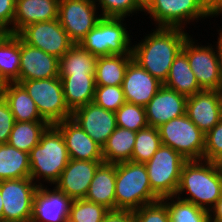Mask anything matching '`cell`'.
Listing matches in <instances>:
<instances>
[{
    "label": "cell",
    "instance_id": "12",
    "mask_svg": "<svg viewBox=\"0 0 222 222\" xmlns=\"http://www.w3.org/2000/svg\"><path fill=\"white\" fill-rule=\"evenodd\" d=\"M38 187L30 177L0 181L3 220L31 222L33 200Z\"/></svg>",
    "mask_w": 222,
    "mask_h": 222
},
{
    "label": "cell",
    "instance_id": "25",
    "mask_svg": "<svg viewBox=\"0 0 222 222\" xmlns=\"http://www.w3.org/2000/svg\"><path fill=\"white\" fill-rule=\"evenodd\" d=\"M3 97L9 105L15 121H46L39 114L34 100L20 83H4Z\"/></svg>",
    "mask_w": 222,
    "mask_h": 222
},
{
    "label": "cell",
    "instance_id": "8",
    "mask_svg": "<svg viewBox=\"0 0 222 222\" xmlns=\"http://www.w3.org/2000/svg\"><path fill=\"white\" fill-rule=\"evenodd\" d=\"M161 143L179 152L187 161L204 160L205 133L184 114L158 127Z\"/></svg>",
    "mask_w": 222,
    "mask_h": 222
},
{
    "label": "cell",
    "instance_id": "21",
    "mask_svg": "<svg viewBox=\"0 0 222 222\" xmlns=\"http://www.w3.org/2000/svg\"><path fill=\"white\" fill-rule=\"evenodd\" d=\"M186 115L206 134L221 120L219 91L202 90L187 97Z\"/></svg>",
    "mask_w": 222,
    "mask_h": 222
},
{
    "label": "cell",
    "instance_id": "4",
    "mask_svg": "<svg viewBox=\"0 0 222 222\" xmlns=\"http://www.w3.org/2000/svg\"><path fill=\"white\" fill-rule=\"evenodd\" d=\"M159 200L151 189L145 164L116 163L115 210L134 211Z\"/></svg>",
    "mask_w": 222,
    "mask_h": 222
},
{
    "label": "cell",
    "instance_id": "46",
    "mask_svg": "<svg viewBox=\"0 0 222 222\" xmlns=\"http://www.w3.org/2000/svg\"><path fill=\"white\" fill-rule=\"evenodd\" d=\"M218 37V59H219V71H220V90H222V39L220 35Z\"/></svg>",
    "mask_w": 222,
    "mask_h": 222
},
{
    "label": "cell",
    "instance_id": "40",
    "mask_svg": "<svg viewBox=\"0 0 222 222\" xmlns=\"http://www.w3.org/2000/svg\"><path fill=\"white\" fill-rule=\"evenodd\" d=\"M222 152V119L205 134L204 160L213 161Z\"/></svg>",
    "mask_w": 222,
    "mask_h": 222
},
{
    "label": "cell",
    "instance_id": "16",
    "mask_svg": "<svg viewBox=\"0 0 222 222\" xmlns=\"http://www.w3.org/2000/svg\"><path fill=\"white\" fill-rule=\"evenodd\" d=\"M60 59L25 43L20 38L19 83L59 77Z\"/></svg>",
    "mask_w": 222,
    "mask_h": 222
},
{
    "label": "cell",
    "instance_id": "34",
    "mask_svg": "<svg viewBox=\"0 0 222 222\" xmlns=\"http://www.w3.org/2000/svg\"><path fill=\"white\" fill-rule=\"evenodd\" d=\"M162 145L158 128L148 126L136 134L131 162L145 164Z\"/></svg>",
    "mask_w": 222,
    "mask_h": 222
},
{
    "label": "cell",
    "instance_id": "42",
    "mask_svg": "<svg viewBox=\"0 0 222 222\" xmlns=\"http://www.w3.org/2000/svg\"><path fill=\"white\" fill-rule=\"evenodd\" d=\"M16 0H0V28L8 32L13 27Z\"/></svg>",
    "mask_w": 222,
    "mask_h": 222
},
{
    "label": "cell",
    "instance_id": "26",
    "mask_svg": "<svg viewBox=\"0 0 222 222\" xmlns=\"http://www.w3.org/2000/svg\"><path fill=\"white\" fill-rule=\"evenodd\" d=\"M163 85L186 97L202 91L195 74L192 72L187 54L183 50L173 60L168 77Z\"/></svg>",
    "mask_w": 222,
    "mask_h": 222
},
{
    "label": "cell",
    "instance_id": "1",
    "mask_svg": "<svg viewBox=\"0 0 222 222\" xmlns=\"http://www.w3.org/2000/svg\"><path fill=\"white\" fill-rule=\"evenodd\" d=\"M144 38L134 41L133 61L164 83L175 57L182 50L189 33L182 28L155 27ZM137 43V44H136Z\"/></svg>",
    "mask_w": 222,
    "mask_h": 222
},
{
    "label": "cell",
    "instance_id": "19",
    "mask_svg": "<svg viewBox=\"0 0 222 222\" xmlns=\"http://www.w3.org/2000/svg\"><path fill=\"white\" fill-rule=\"evenodd\" d=\"M162 85V82L132 60L127 66L122 88L126 102L145 107Z\"/></svg>",
    "mask_w": 222,
    "mask_h": 222
},
{
    "label": "cell",
    "instance_id": "45",
    "mask_svg": "<svg viewBox=\"0 0 222 222\" xmlns=\"http://www.w3.org/2000/svg\"><path fill=\"white\" fill-rule=\"evenodd\" d=\"M218 16H222V0H206Z\"/></svg>",
    "mask_w": 222,
    "mask_h": 222
},
{
    "label": "cell",
    "instance_id": "2",
    "mask_svg": "<svg viewBox=\"0 0 222 222\" xmlns=\"http://www.w3.org/2000/svg\"><path fill=\"white\" fill-rule=\"evenodd\" d=\"M221 195L222 171L213 161L190 160L183 164L176 197L210 211Z\"/></svg>",
    "mask_w": 222,
    "mask_h": 222
},
{
    "label": "cell",
    "instance_id": "22",
    "mask_svg": "<svg viewBox=\"0 0 222 222\" xmlns=\"http://www.w3.org/2000/svg\"><path fill=\"white\" fill-rule=\"evenodd\" d=\"M59 0H16L13 27L7 32L18 34L26 26L58 19Z\"/></svg>",
    "mask_w": 222,
    "mask_h": 222
},
{
    "label": "cell",
    "instance_id": "44",
    "mask_svg": "<svg viewBox=\"0 0 222 222\" xmlns=\"http://www.w3.org/2000/svg\"><path fill=\"white\" fill-rule=\"evenodd\" d=\"M210 222H222V195L209 211Z\"/></svg>",
    "mask_w": 222,
    "mask_h": 222
},
{
    "label": "cell",
    "instance_id": "6",
    "mask_svg": "<svg viewBox=\"0 0 222 222\" xmlns=\"http://www.w3.org/2000/svg\"><path fill=\"white\" fill-rule=\"evenodd\" d=\"M149 15L155 27L182 28L188 27L190 22L195 24L199 20L216 18L218 15L208 5L206 0H154L144 11Z\"/></svg>",
    "mask_w": 222,
    "mask_h": 222
},
{
    "label": "cell",
    "instance_id": "31",
    "mask_svg": "<svg viewBox=\"0 0 222 222\" xmlns=\"http://www.w3.org/2000/svg\"><path fill=\"white\" fill-rule=\"evenodd\" d=\"M98 57L74 44L60 58L59 75H95Z\"/></svg>",
    "mask_w": 222,
    "mask_h": 222
},
{
    "label": "cell",
    "instance_id": "7",
    "mask_svg": "<svg viewBox=\"0 0 222 222\" xmlns=\"http://www.w3.org/2000/svg\"><path fill=\"white\" fill-rule=\"evenodd\" d=\"M186 161L179 152L162 144L145 163L151 189L160 199L175 196Z\"/></svg>",
    "mask_w": 222,
    "mask_h": 222
},
{
    "label": "cell",
    "instance_id": "24",
    "mask_svg": "<svg viewBox=\"0 0 222 222\" xmlns=\"http://www.w3.org/2000/svg\"><path fill=\"white\" fill-rule=\"evenodd\" d=\"M64 100L71 112L93 102L96 89L95 75H59Z\"/></svg>",
    "mask_w": 222,
    "mask_h": 222
},
{
    "label": "cell",
    "instance_id": "3",
    "mask_svg": "<svg viewBox=\"0 0 222 222\" xmlns=\"http://www.w3.org/2000/svg\"><path fill=\"white\" fill-rule=\"evenodd\" d=\"M69 160L61 132L54 125H50L42 134L39 144L29 153L30 178L38 186L46 183L53 186Z\"/></svg>",
    "mask_w": 222,
    "mask_h": 222
},
{
    "label": "cell",
    "instance_id": "9",
    "mask_svg": "<svg viewBox=\"0 0 222 222\" xmlns=\"http://www.w3.org/2000/svg\"><path fill=\"white\" fill-rule=\"evenodd\" d=\"M20 84L34 100L41 117L50 125L72 117L64 100L60 77L21 81Z\"/></svg>",
    "mask_w": 222,
    "mask_h": 222
},
{
    "label": "cell",
    "instance_id": "50",
    "mask_svg": "<svg viewBox=\"0 0 222 222\" xmlns=\"http://www.w3.org/2000/svg\"><path fill=\"white\" fill-rule=\"evenodd\" d=\"M219 101H220V112H221V119H222V90H219Z\"/></svg>",
    "mask_w": 222,
    "mask_h": 222
},
{
    "label": "cell",
    "instance_id": "37",
    "mask_svg": "<svg viewBox=\"0 0 222 222\" xmlns=\"http://www.w3.org/2000/svg\"><path fill=\"white\" fill-rule=\"evenodd\" d=\"M94 2L102 17L128 18L135 13L137 15L144 12L137 0H94Z\"/></svg>",
    "mask_w": 222,
    "mask_h": 222
},
{
    "label": "cell",
    "instance_id": "27",
    "mask_svg": "<svg viewBox=\"0 0 222 222\" xmlns=\"http://www.w3.org/2000/svg\"><path fill=\"white\" fill-rule=\"evenodd\" d=\"M137 132L117 126L102 147L104 163L131 161Z\"/></svg>",
    "mask_w": 222,
    "mask_h": 222
},
{
    "label": "cell",
    "instance_id": "13",
    "mask_svg": "<svg viewBox=\"0 0 222 222\" xmlns=\"http://www.w3.org/2000/svg\"><path fill=\"white\" fill-rule=\"evenodd\" d=\"M17 35L25 43L41 49L58 59L74 45L58 19L30 24Z\"/></svg>",
    "mask_w": 222,
    "mask_h": 222
},
{
    "label": "cell",
    "instance_id": "49",
    "mask_svg": "<svg viewBox=\"0 0 222 222\" xmlns=\"http://www.w3.org/2000/svg\"><path fill=\"white\" fill-rule=\"evenodd\" d=\"M3 220V201L0 193V221Z\"/></svg>",
    "mask_w": 222,
    "mask_h": 222
},
{
    "label": "cell",
    "instance_id": "43",
    "mask_svg": "<svg viewBox=\"0 0 222 222\" xmlns=\"http://www.w3.org/2000/svg\"><path fill=\"white\" fill-rule=\"evenodd\" d=\"M103 222H134L132 211L129 210H110Z\"/></svg>",
    "mask_w": 222,
    "mask_h": 222
},
{
    "label": "cell",
    "instance_id": "32",
    "mask_svg": "<svg viewBox=\"0 0 222 222\" xmlns=\"http://www.w3.org/2000/svg\"><path fill=\"white\" fill-rule=\"evenodd\" d=\"M49 126L47 121H15L7 143L18 150L30 153L39 144L42 134Z\"/></svg>",
    "mask_w": 222,
    "mask_h": 222
},
{
    "label": "cell",
    "instance_id": "38",
    "mask_svg": "<svg viewBox=\"0 0 222 222\" xmlns=\"http://www.w3.org/2000/svg\"><path fill=\"white\" fill-rule=\"evenodd\" d=\"M93 102L108 111L116 112L126 102L122 85L96 86Z\"/></svg>",
    "mask_w": 222,
    "mask_h": 222
},
{
    "label": "cell",
    "instance_id": "30",
    "mask_svg": "<svg viewBox=\"0 0 222 222\" xmlns=\"http://www.w3.org/2000/svg\"><path fill=\"white\" fill-rule=\"evenodd\" d=\"M30 177L29 153L0 144V181Z\"/></svg>",
    "mask_w": 222,
    "mask_h": 222
},
{
    "label": "cell",
    "instance_id": "51",
    "mask_svg": "<svg viewBox=\"0 0 222 222\" xmlns=\"http://www.w3.org/2000/svg\"><path fill=\"white\" fill-rule=\"evenodd\" d=\"M3 86L4 83L0 80V98L3 96Z\"/></svg>",
    "mask_w": 222,
    "mask_h": 222
},
{
    "label": "cell",
    "instance_id": "17",
    "mask_svg": "<svg viewBox=\"0 0 222 222\" xmlns=\"http://www.w3.org/2000/svg\"><path fill=\"white\" fill-rule=\"evenodd\" d=\"M102 163L104 161H85L70 158L54 186L72 200L85 199L94 174Z\"/></svg>",
    "mask_w": 222,
    "mask_h": 222
},
{
    "label": "cell",
    "instance_id": "10",
    "mask_svg": "<svg viewBox=\"0 0 222 222\" xmlns=\"http://www.w3.org/2000/svg\"><path fill=\"white\" fill-rule=\"evenodd\" d=\"M215 43L202 45L189 35L182 48L202 90H220L218 39Z\"/></svg>",
    "mask_w": 222,
    "mask_h": 222
},
{
    "label": "cell",
    "instance_id": "15",
    "mask_svg": "<svg viewBox=\"0 0 222 222\" xmlns=\"http://www.w3.org/2000/svg\"><path fill=\"white\" fill-rule=\"evenodd\" d=\"M47 187L39 186L35 192L31 222H68L73 200L54 185Z\"/></svg>",
    "mask_w": 222,
    "mask_h": 222
},
{
    "label": "cell",
    "instance_id": "53",
    "mask_svg": "<svg viewBox=\"0 0 222 222\" xmlns=\"http://www.w3.org/2000/svg\"><path fill=\"white\" fill-rule=\"evenodd\" d=\"M220 29H218V28H216L217 29V34H219L220 35V37H221V39H222V28L221 27H219Z\"/></svg>",
    "mask_w": 222,
    "mask_h": 222
},
{
    "label": "cell",
    "instance_id": "5",
    "mask_svg": "<svg viewBox=\"0 0 222 222\" xmlns=\"http://www.w3.org/2000/svg\"><path fill=\"white\" fill-rule=\"evenodd\" d=\"M125 20L129 19L102 17L79 45L96 57L132 55L133 36L128 33Z\"/></svg>",
    "mask_w": 222,
    "mask_h": 222
},
{
    "label": "cell",
    "instance_id": "33",
    "mask_svg": "<svg viewBox=\"0 0 222 222\" xmlns=\"http://www.w3.org/2000/svg\"><path fill=\"white\" fill-rule=\"evenodd\" d=\"M166 205L170 222H210L209 211L176 196L161 199Z\"/></svg>",
    "mask_w": 222,
    "mask_h": 222
},
{
    "label": "cell",
    "instance_id": "35",
    "mask_svg": "<svg viewBox=\"0 0 222 222\" xmlns=\"http://www.w3.org/2000/svg\"><path fill=\"white\" fill-rule=\"evenodd\" d=\"M109 211L104 205L85 199L73 200L68 222H103Z\"/></svg>",
    "mask_w": 222,
    "mask_h": 222
},
{
    "label": "cell",
    "instance_id": "29",
    "mask_svg": "<svg viewBox=\"0 0 222 222\" xmlns=\"http://www.w3.org/2000/svg\"><path fill=\"white\" fill-rule=\"evenodd\" d=\"M20 37L6 33L0 39V80L19 83Z\"/></svg>",
    "mask_w": 222,
    "mask_h": 222
},
{
    "label": "cell",
    "instance_id": "52",
    "mask_svg": "<svg viewBox=\"0 0 222 222\" xmlns=\"http://www.w3.org/2000/svg\"><path fill=\"white\" fill-rule=\"evenodd\" d=\"M6 33H7V32H6L4 29L0 28V39H1Z\"/></svg>",
    "mask_w": 222,
    "mask_h": 222
},
{
    "label": "cell",
    "instance_id": "47",
    "mask_svg": "<svg viewBox=\"0 0 222 222\" xmlns=\"http://www.w3.org/2000/svg\"><path fill=\"white\" fill-rule=\"evenodd\" d=\"M154 0H137L138 5L145 11Z\"/></svg>",
    "mask_w": 222,
    "mask_h": 222
},
{
    "label": "cell",
    "instance_id": "18",
    "mask_svg": "<svg viewBox=\"0 0 222 222\" xmlns=\"http://www.w3.org/2000/svg\"><path fill=\"white\" fill-rule=\"evenodd\" d=\"M187 97L162 85L145 106L149 126L160 127L171 119L186 114Z\"/></svg>",
    "mask_w": 222,
    "mask_h": 222
},
{
    "label": "cell",
    "instance_id": "23",
    "mask_svg": "<svg viewBox=\"0 0 222 222\" xmlns=\"http://www.w3.org/2000/svg\"><path fill=\"white\" fill-rule=\"evenodd\" d=\"M116 163H102L96 170L85 200L115 210Z\"/></svg>",
    "mask_w": 222,
    "mask_h": 222
},
{
    "label": "cell",
    "instance_id": "14",
    "mask_svg": "<svg viewBox=\"0 0 222 222\" xmlns=\"http://www.w3.org/2000/svg\"><path fill=\"white\" fill-rule=\"evenodd\" d=\"M71 119L101 148L117 128L115 112L108 111L94 102L74 110Z\"/></svg>",
    "mask_w": 222,
    "mask_h": 222
},
{
    "label": "cell",
    "instance_id": "39",
    "mask_svg": "<svg viewBox=\"0 0 222 222\" xmlns=\"http://www.w3.org/2000/svg\"><path fill=\"white\" fill-rule=\"evenodd\" d=\"M134 222H170L167 205L159 200L132 211Z\"/></svg>",
    "mask_w": 222,
    "mask_h": 222
},
{
    "label": "cell",
    "instance_id": "54",
    "mask_svg": "<svg viewBox=\"0 0 222 222\" xmlns=\"http://www.w3.org/2000/svg\"><path fill=\"white\" fill-rule=\"evenodd\" d=\"M0 222H15V221H5V220H1Z\"/></svg>",
    "mask_w": 222,
    "mask_h": 222
},
{
    "label": "cell",
    "instance_id": "41",
    "mask_svg": "<svg viewBox=\"0 0 222 222\" xmlns=\"http://www.w3.org/2000/svg\"><path fill=\"white\" fill-rule=\"evenodd\" d=\"M14 122L15 120L9 105L2 96L0 98V144L8 142Z\"/></svg>",
    "mask_w": 222,
    "mask_h": 222
},
{
    "label": "cell",
    "instance_id": "28",
    "mask_svg": "<svg viewBox=\"0 0 222 222\" xmlns=\"http://www.w3.org/2000/svg\"><path fill=\"white\" fill-rule=\"evenodd\" d=\"M132 55H111L98 57L95 69L96 86L122 85Z\"/></svg>",
    "mask_w": 222,
    "mask_h": 222
},
{
    "label": "cell",
    "instance_id": "36",
    "mask_svg": "<svg viewBox=\"0 0 222 222\" xmlns=\"http://www.w3.org/2000/svg\"><path fill=\"white\" fill-rule=\"evenodd\" d=\"M115 114L119 127L137 132L149 126L144 106L125 102Z\"/></svg>",
    "mask_w": 222,
    "mask_h": 222
},
{
    "label": "cell",
    "instance_id": "11",
    "mask_svg": "<svg viewBox=\"0 0 222 222\" xmlns=\"http://www.w3.org/2000/svg\"><path fill=\"white\" fill-rule=\"evenodd\" d=\"M94 0H59L58 20L74 44H79L102 18Z\"/></svg>",
    "mask_w": 222,
    "mask_h": 222
},
{
    "label": "cell",
    "instance_id": "20",
    "mask_svg": "<svg viewBox=\"0 0 222 222\" xmlns=\"http://www.w3.org/2000/svg\"><path fill=\"white\" fill-rule=\"evenodd\" d=\"M54 126L61 132L71 159L104 161L102 148L71 118Z\"/></svg>",
    "mask_w": 222,
    "mask_h": 222
},
{
    "label": "cell",
    "instance_id": "48",
    "mask_svg": "<svg viewBox=\"0 0 222 222\" xmlns=\"http://www.w3.org/2000/svg\"><path fill=\"white\" fill-rule=\"evenodd\" d=\"M214 165L222 171V152L213 160Z\"/></svg>",
    "mask_w": 222,
    "mask_h": 222
}]
</instances>
